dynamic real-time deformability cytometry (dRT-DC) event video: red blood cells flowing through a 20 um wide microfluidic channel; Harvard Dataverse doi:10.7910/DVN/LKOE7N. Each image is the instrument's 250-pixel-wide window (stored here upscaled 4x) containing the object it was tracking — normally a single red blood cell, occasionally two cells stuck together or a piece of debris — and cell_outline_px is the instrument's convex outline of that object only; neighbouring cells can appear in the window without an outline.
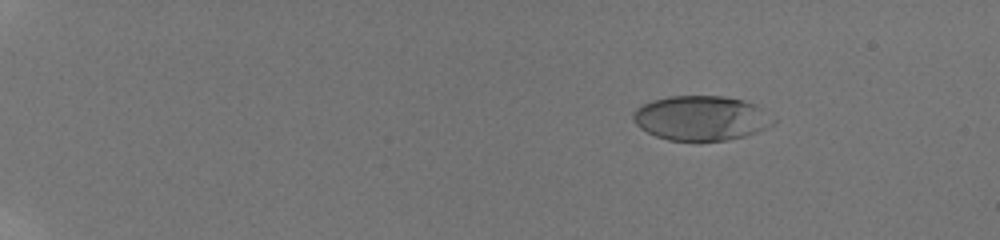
{"species": "human", "species_latin": "Homo sapiens", "temperature_condition": "room temperature", "stored_images_in_passage": 59, "camera_frame_rate_fps": 3000, "um_per_image_px": 0.085, "donor": {"sex": "male"}, "frame": {"image": 1, "passage_image": 11, "time_ms": 3.333, "image_size_px": [1000, 240], "cell_outline_px": [[776, 124], [768, 128], [744, 136], [728, 140], [700, 144], [696, 144], [668, 140], [656, 136], [640, 128], [632, 120], [632, 112], [636, 108], [652, 100], [668, 96], [724, 96], [744, 100], [756, 104], [776, 120]], "centroid_in_image_um": [59.6, 10.08], "position_along_channel_um": 25.4, "area_um2": 37.57}}
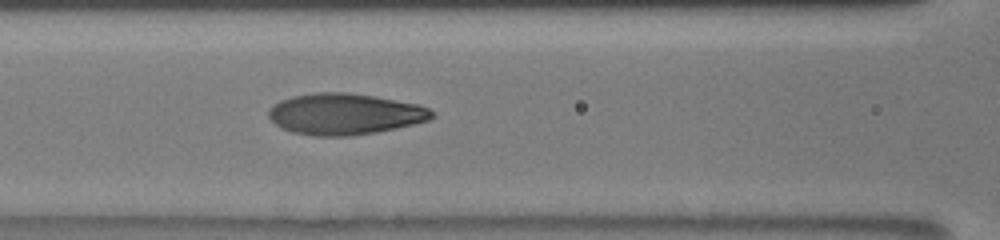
{"frame": {"image": 2, "passage_image": 31, "time_ms": 10.0, "image_size_px": [1000, 240], "cell_outline_px": [[436, 116], [428, 120], [416, 124], [376, 132], [348, 136], [316, 136], [292, 132], [280, 128], [268, 116], [268, 112], [280, 100], [292, 96], [320, 92], [344, 92], [372, 96], [420, 104], [436, 112]], "centroid_in_image_um": [29.35, 9.7], "position_along_channel_um": 137.3, "area_um2": 39.19}}
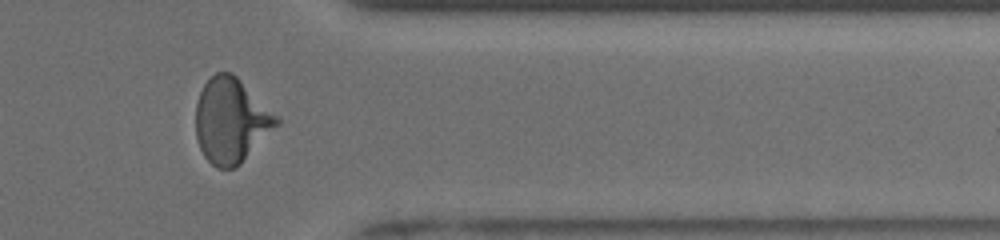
{"frame": {"image": 3, "passage_image": 51, "time_ms": 16.667, "image_size_px": [1000, 240], "cell_outline_px": [[280, 124], [236, 168], [216, 168], [204, 156], [200, 148], [196, 136], [196, 104], [200, 92], [204, 84], [216, 72], [232, 72], [280, 120]], "centroid_in_image_um": [19.62, 10.27], "position_along_channel_um": 391.8, "area_um2": 39.48}, "authors_computed_cell_mechanics": {"area_um2": 37.9746, "velocity_mm_per_s": 3.8845, "shape_relaxation_time_tau1_ms": 3.9018, "shape_relaxation_time_tau2_ms": null, "deformation_change_tau1": 0.2097, "deformation_change_tau2": null}}